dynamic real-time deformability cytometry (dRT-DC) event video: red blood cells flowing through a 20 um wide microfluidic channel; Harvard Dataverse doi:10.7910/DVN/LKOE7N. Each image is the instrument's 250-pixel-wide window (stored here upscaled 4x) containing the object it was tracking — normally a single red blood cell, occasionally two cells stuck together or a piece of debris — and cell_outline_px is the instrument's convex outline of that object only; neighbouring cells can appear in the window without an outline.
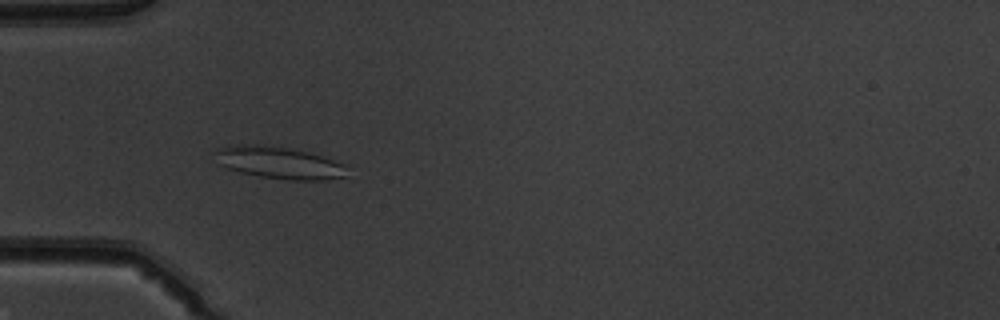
{"species": "common noctule bat (a hibernating species)", "species_latin": "Nyctalus noctula", "temperature_condition": "warm", "stored_images_in_passage": 52, "camera_frame_rate_fps": 3000, "um_per_image_px": 0.085, "animal": {"sex": "male", "body_mass_g": 19.5, "forearm_length_mm": 54.6}, "frame": {"image": 1, "passage_image": 17, "time_ms": 5.333, "image_size_px": [1000, 320], "cell_outline_px": [[352, 164], [348, 176], [324, 180], [284, 180], [260, 176], [240, 172], [228, 168], [220, 164], [212, 152], [216, 148], [236, 144], [264, 144], [312, 152]], "centroid_in_image_um": [23.85, 13.82], "position_along_channel_um": 61.2, "area_um2": 25.72}}
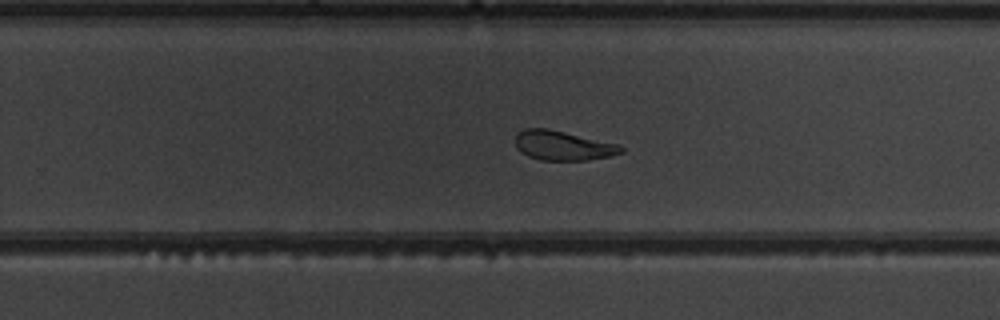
{"frame": {"image": 2, "passage_image": 34, "time_ms": 11.0, "image_size_px": [1000, 320], "cell_outline_px": [[624, 152], [612, 156], [588, 160], [540, 160], [528, 156], [520, 152], [516, 148], [516, 136], [524, 128], [548, 128], [620, 144], [624, 148]], "centroid_in_image_um": [47.88, 12.37], "position_along_channel_um": 281.9, "area_um2": 18.38}}
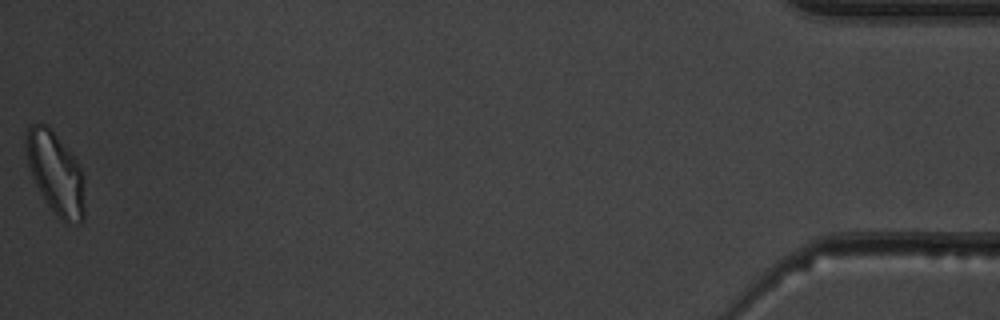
{"frame": {"image": 3, "passage_image": 52, "time_ms": 17.0, "image_size_px": [1000, 320], "cell_outline_px": [[84, 220], [80, 224], [68, 224], [56, 216], [48, 204], [36, 184], [32, 176], [28, 164], [24, 148], [24, 140], [28, 128], [32, 124], [48, 124], [76, 160], [84, 176]], "centroid_in_image_um": [4.73, 14.73], "position_along_channel_um": 430.5, "area_um2": 28.21}, "authors_computed_cell_mechanics": {"area_um2": 22.8021, "velocity_mm_per_s": 3.9674, "shape_relaxation_time_tau1_ms": null, "shape_relaxation_time_tau2_ms": 1.7183, "deformation_change_tau1": null, "deformation_change_tau2": 0.0754}}